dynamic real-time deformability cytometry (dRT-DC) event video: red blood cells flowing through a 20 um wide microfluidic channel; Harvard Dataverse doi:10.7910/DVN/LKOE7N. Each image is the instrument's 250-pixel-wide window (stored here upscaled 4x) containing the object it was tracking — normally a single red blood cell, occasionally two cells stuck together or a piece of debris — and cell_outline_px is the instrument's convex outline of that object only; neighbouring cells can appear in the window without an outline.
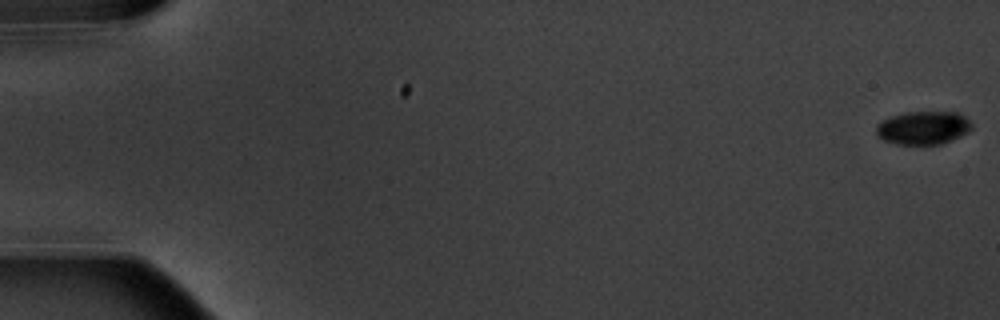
{"species": "common noctule bat (a hibernating species)", "species_latin": "Nyctalus noctula", "temperature_condition": "warm", "stored_images_in_passage": 7, "camera_frame_rate_fps": 3000, "um_per_image_px": 0.085, "animal": {"sex": "male", "body_mass_g": 20.1, "forearm_length_mm": 53.5}, "frame": {"image": 1, "passage_image": 1, "time_ms": 0.0, "image_size_px": [1000, 320], "cell_outline_px": [[972, 128], [968, 132], [952, 140], [940, 144], [896, 144], [884, 140], [876, 136], [876, 124], [892, 116], [904, 112], [960, 112], [972, 124]], "centroid_in_image_um": [78.47, 10.86], "position_along_channel_um": 6.5, "area_um2": 18.55}}
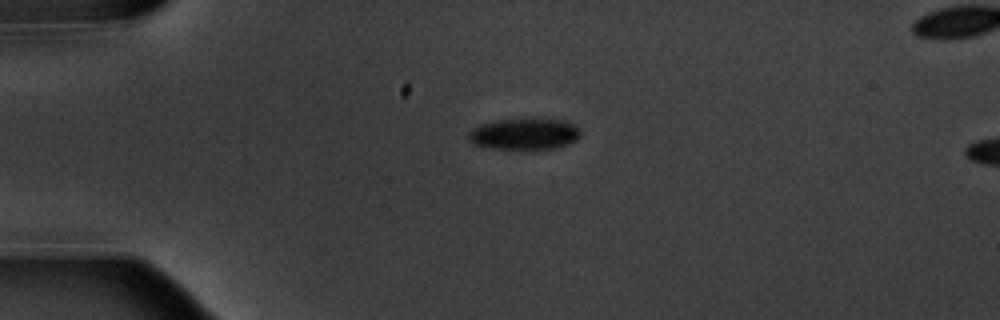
{"frame": {"image": 2, "passage_image": 5, "time_ms": 4.667, "image_size_px": [1000, 320], "cell_outline_px": [[580, 136], [576, 140], [568, 144], [556, 148], [492, 148], [476, 144], [468, 140], [468, 132], [472, 128], [480, 124], [496, 120], [568, 120], [576, 124], [580, 128]], "centroid_in_image_um": [44.6, 11.38], "position_along_channel_um": 40.4, "area_um2": 20.11}}